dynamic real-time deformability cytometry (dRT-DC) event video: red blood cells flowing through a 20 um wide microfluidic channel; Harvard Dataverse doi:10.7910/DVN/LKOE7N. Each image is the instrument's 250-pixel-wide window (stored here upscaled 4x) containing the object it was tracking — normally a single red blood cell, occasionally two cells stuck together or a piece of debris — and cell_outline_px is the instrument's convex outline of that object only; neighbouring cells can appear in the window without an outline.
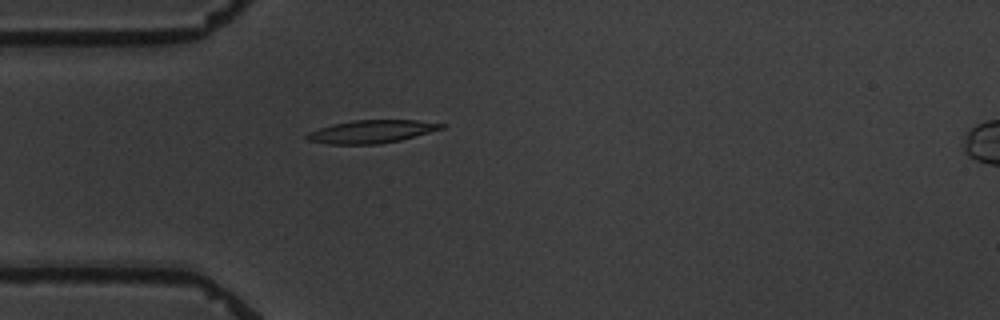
{"species": "common noctule bat (a hibernating species)", "species_latin": "Nyctalus noctula", "temperature_condition": "warm", "stored_images_in_passage": 2, "camera_frame_rate_fps": 3000, "um_per_image_px": 0.085, "animal": {"sex": "male", "body_mass_g": 19.5, "forearm_length_mm": 54.6}, "frame": {"image": 1, "passage_image": 2, "time_ms": 1.333, "image_size_px": [1000, 320], "cell_outline_px": [[448, 124], [444, 128], [400, 140], [380, 144], [328, 144], [308, 140], [304, 136], [308, 132], [332, 124], [352, 120], [416, 120]], "centroid_in_image_um": [31.58, 11.18], "position_along_channel_um": 53.4, "area_um2": 17.98}}